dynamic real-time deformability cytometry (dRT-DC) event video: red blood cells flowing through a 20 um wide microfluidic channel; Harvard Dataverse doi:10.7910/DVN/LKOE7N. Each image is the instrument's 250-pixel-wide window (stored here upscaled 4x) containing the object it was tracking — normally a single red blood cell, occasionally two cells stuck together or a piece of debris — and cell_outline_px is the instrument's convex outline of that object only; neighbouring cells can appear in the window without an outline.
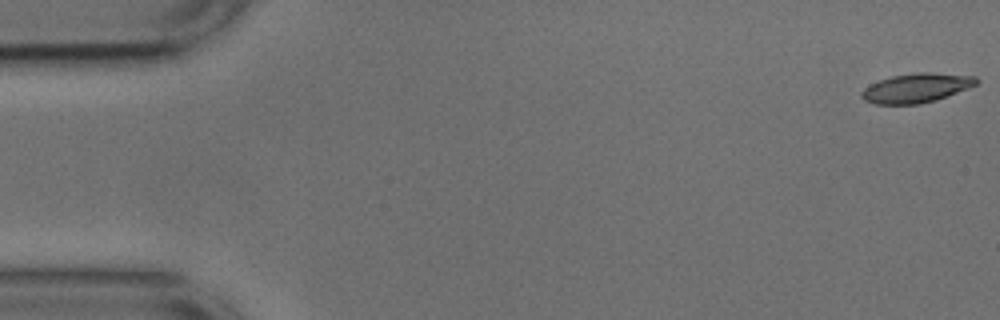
{"species": "common noctule bat (a hibernating species)", "species_latin": "Nyctalus noctula", "temperature_condition": "cold", "stored_images_in_passage": 53, "camera_frame_rate_fps": 3000, "um_per_image_px": 0.085, "animal": {"sex": "male", "body_mass_g": 17.9, "forearm_length_mm": 54.2}, "frame": {"image": 1, "passage_image": 1, "time_ms": 0.0, "image_size_px": [1000, 320], "cell_outline_px": [[980, 80], [976, 84], [968, 88], [936, 100], [920, 104], [876, 104], [864, 100], [860, 96], [860, 92], [864, 88], [880, 80], [892, 76], [916, 72], [932, 72], [976, 76]], "centroid_in_image_um": [77.9, 7.47], "position_along_channel_um": 7.1, "area_um2": 19.59}}
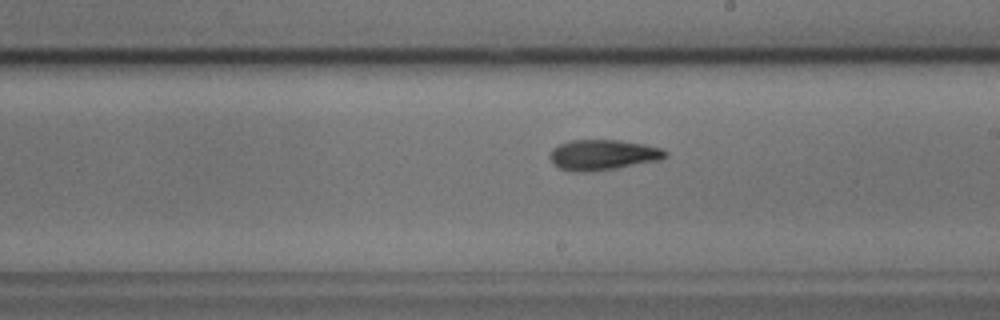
{"frame": {"image": 2, "passage_image": 30, "time_ms": 9.667, "image_size_px": [1000, 320], "cell_outline_px": [[668, 156], [660, 160], [616, 168], [592, 172], [572, 172], [560, 168], [552, 164], [548, 156], [552, 148], [560, 144], [572, 140], [620, 140], [644, 144], [660, 148], [668, 152]], "centroid_in_image_um": [51.22, 13.17], "position_along_channel_um": 237.8, "area_um2": 20.69}}
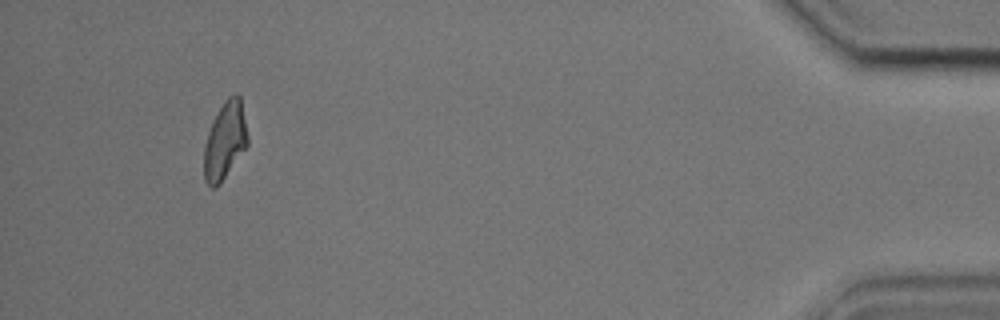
{"frame": {"image": 3, "passage_image": 50, "time_ms": 16.333, "image_size_px": [1000, 320], "cell_outline_px": [[248, 144], [220, 184], [216, 188], [212, 188], [204, 180], [204, 144], [208, 132], [224, 100], [228, 96], [236, 92], [240, 96], [248, 136]], "centroid_in_image_um": [19.12, 11.97], "position_along_channel_um": 416.1, "area_um2": 19.54}, "authors_computed_cell_mechanics": {"area_um2": 19.8832, "velocity_mm_per_s": 3.7316, "shape_relaxation_time_tau1_ms": 4.3555, "shape_relaxation_time_tau2_ms": 2.7026, "deformation_change_tau1": 0.1665, "deformation_change_tau2": 0.1064}}